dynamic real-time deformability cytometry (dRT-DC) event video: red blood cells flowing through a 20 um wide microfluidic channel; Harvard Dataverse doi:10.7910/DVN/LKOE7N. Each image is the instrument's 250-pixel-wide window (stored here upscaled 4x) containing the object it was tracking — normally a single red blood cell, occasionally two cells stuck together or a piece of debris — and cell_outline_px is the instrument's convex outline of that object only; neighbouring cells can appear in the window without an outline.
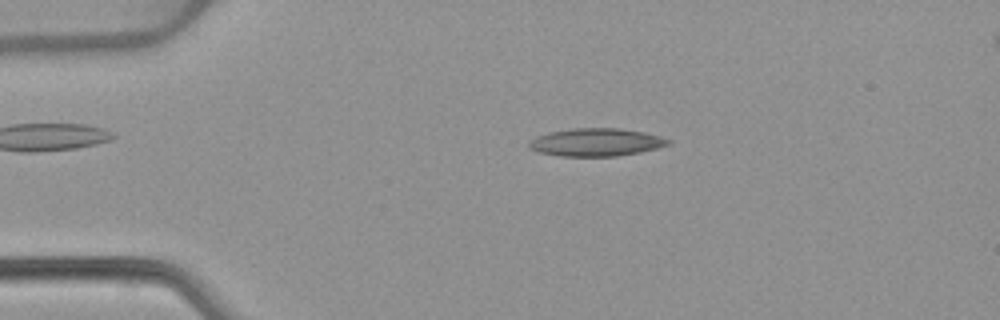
{"species": "common noctule bat (a hibernating species)", "species_latin": "Nyctalus noctula", "temperature_condition": "warm", "stored_images_in_passage": 51, "camera_frame_rate_fps": 3000, "um_per_image_px": 0.085, "animal": {"sex": "female", "body_mass_g": 22.7, "forearm_length_mm": 54.2}, "frame": {"image": 1, "passage_image": 10, "time_ms": 3.0, "image_size_px": [1000, 320], "cell_outline_px": [[672, 144], [640, 152], [616, 156], [560, 156], [540, 152], [528, 148], [528, 140], [536, 136], [548, 132], [572, 128], [620, 128], [644, 132], [660, 136], [672, 140]], "centroid_in_image_um": [50.66, 12.08], "position_along_channel_um": 34.3, "area_um2": 22.77}}
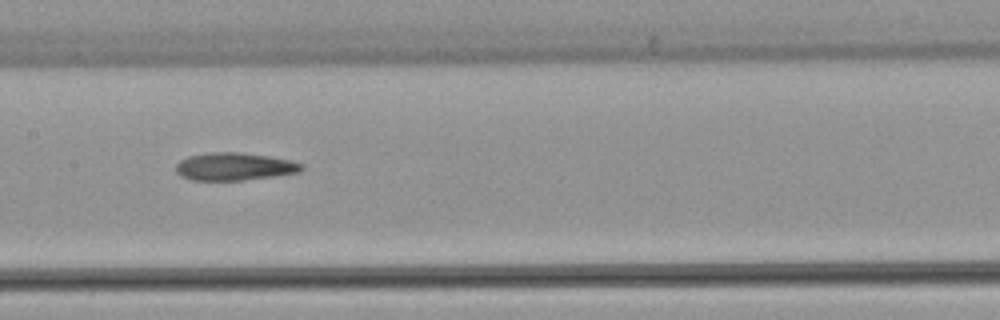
{"frame": {"image": 2, "passage_image": 25, "time_ms": 8.0, "image_size_px": [1000, 320], "cell_outline_px": [[304, 168], [300, 172], [244, 180], [192, 180], [180, 176], [176, 172], [176, 164], [180, 160], [188, 156], [212, 152], [240, 152], [268, 156], [288, 160], [304, 164]], "centroid_in_image_um": [19.9, 14.15], "position_along_channel_um": 187.5, "area_um2": 20.23}}
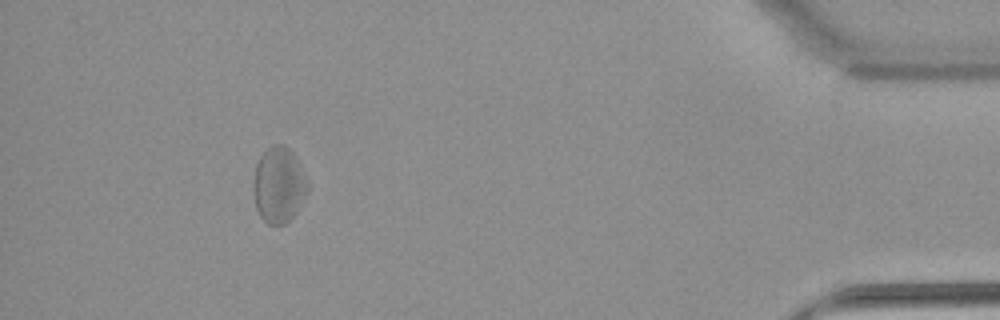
{"frame": {"image": 3, "passage_image": 47, "time_ms": 15.333, "image_size_px": [1000, 320], "cell_outline_px": [[308, 192], [296, 212], [284, 224], [268, 224], [260, 216], [256, 208], [252, 188], [252, 184], [256, 164], [260, 156], [272, 144], [284, 144], [296, 156], [308, 180]], "centroid_in_image_um": [23.69, 15.7], "position_along_channel_um": 411.5, "area_um2": 24.16}, "authors_computed_cell_mechanics": {"area_um2": 22.3108, "velocity_mm_per_s": 3.8919, "shape_relaxation_time_tau1_ms": null, "shape_relaxation_time_tau2_ms": 3.0596, "deformation_change_tau1": null, "deformation_change_tau2": 0.1271}}